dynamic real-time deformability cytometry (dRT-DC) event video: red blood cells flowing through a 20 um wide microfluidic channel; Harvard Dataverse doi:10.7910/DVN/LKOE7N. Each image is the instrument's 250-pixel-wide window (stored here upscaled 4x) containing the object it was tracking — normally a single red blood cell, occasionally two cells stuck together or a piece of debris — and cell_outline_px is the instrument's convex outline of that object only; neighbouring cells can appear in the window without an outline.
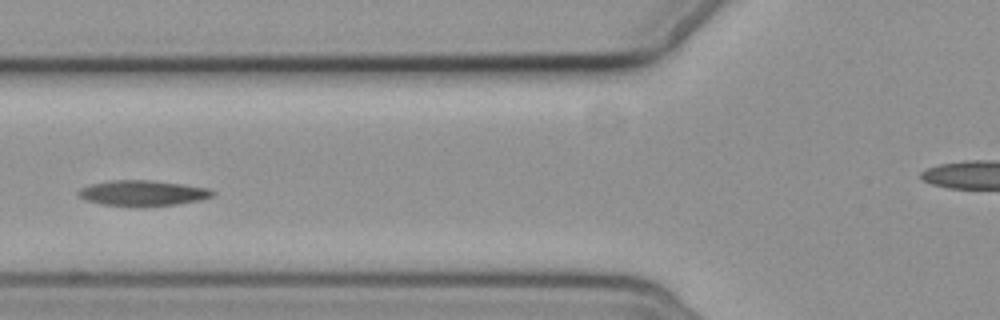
{"species": "common noctule bat (a hibernating species)", "species_latin": "Nyctalus noctula", "temperature_condition": "cold", "stored_images_in_passage": 4, "camera_frame_rate_fps": 3000, "um_per_image_px": 0.085, "animal": {"sex": "female", "body_mass_g": 19.3, "forearm_length_mm": 54.1}, "frame": {"image": 1, "passage_image": 4, "time_ms": 4.333, "image_size_px": [1000, 320], "cell_outline_px": [[216, 192], [212, 196], [200, 200], [176, 204], [140, 208], [136, 208], [100, 204], [84, 200], [76, 192], [80, 188], [92, 184], [112, 180], [152, 180], [208, 188]], "centroid_in_image_um": [12.09, 16.44], "position_along_channel_um": 113.7, "area_um2": 20.29}}